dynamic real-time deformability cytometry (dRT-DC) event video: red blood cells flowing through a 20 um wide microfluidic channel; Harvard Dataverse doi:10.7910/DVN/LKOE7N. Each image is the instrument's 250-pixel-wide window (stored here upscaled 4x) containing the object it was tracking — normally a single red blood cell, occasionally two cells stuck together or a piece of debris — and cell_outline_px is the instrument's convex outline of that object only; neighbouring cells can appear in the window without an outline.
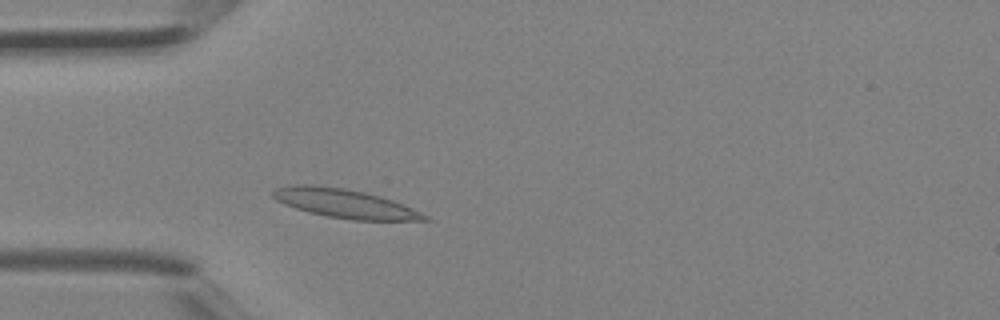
{"species": "Egyptian fruit bat (a non-hibernating species)", "species_latin": "Rousettus aegyptiacus", "temperature_condition": "room temperature", "stored_images_in_passage": 1, "camera_frame_rate_fps": 3000, "um_per_image_px": 0.085, "animal": {"sex": "female"}, "frame": {"image": 1, "passage_image": 1, "time_ms": 0.0, "image_size_px": [1000, 320], "cell_outline_px": [[432, 220], [352, 220], [328, 216], [296, 208], [284, 204], [276, 200], [272, 196], [272, 192], [276, 188], [288, 184], [312, 184], [344, 188], [364, 192], [380, 196], [392, 200], [412, 208], [428, 216]], "centroid_in_image_um": [29.27, 17.28], "position_along_channel_um": 55.7, "area_um2": 25.37}}